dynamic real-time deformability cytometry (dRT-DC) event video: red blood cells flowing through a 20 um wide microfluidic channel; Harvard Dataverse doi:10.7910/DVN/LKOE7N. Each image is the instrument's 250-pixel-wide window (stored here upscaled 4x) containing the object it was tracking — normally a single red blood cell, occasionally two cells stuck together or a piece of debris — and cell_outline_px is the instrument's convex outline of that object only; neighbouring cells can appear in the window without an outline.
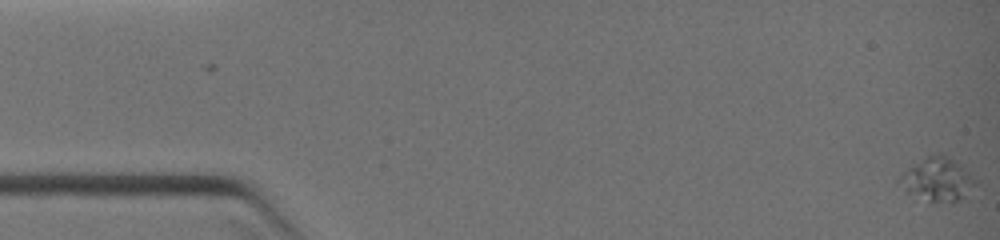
{"species": "common noctule bat (a hibernating species)", "species_latin": "Nyctalus noctula", "temperature_condition": "warm", "stored_images_in_passage": 3, "camera_frame_rate_fps": 3000, "um_per_image_px": 0.085, "animal": {"sex": "female", "body_mass_g": 19.0, "forearm_length_mm": 51.5}, "frame": {"image": 1, "passage_image": 3, "time_ms": 0.667, "image_size_px": [1000, 240], "cell_outline_px": [[976, 184], [956, 200], [928, 200], [904, 192], [896, 180], [908, 168], [920, 160], [928, 156], [940, 152], [944, 152], [968, 172], [976, 180]], "centroid_in_image_um": [79.61, 15.19], "position_along_channel_um": 5.4, "area_um2": 18.5}}